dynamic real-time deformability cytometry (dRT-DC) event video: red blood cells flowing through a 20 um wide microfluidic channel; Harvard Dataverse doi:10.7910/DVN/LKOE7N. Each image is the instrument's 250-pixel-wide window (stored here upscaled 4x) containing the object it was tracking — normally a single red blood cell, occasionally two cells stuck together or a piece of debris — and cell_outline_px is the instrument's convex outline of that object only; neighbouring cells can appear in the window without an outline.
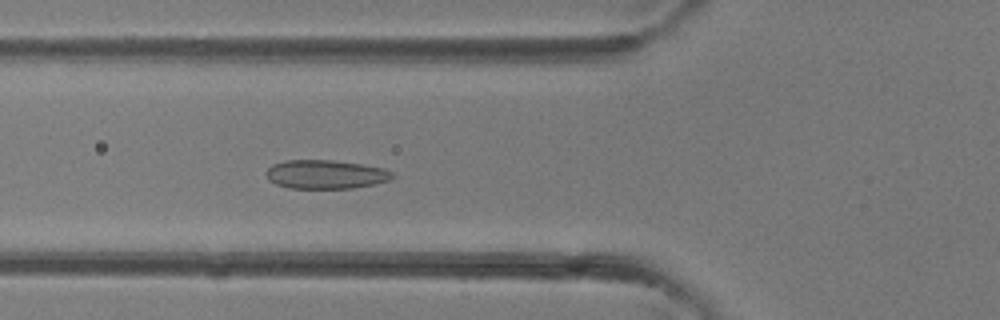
{"species": "common noctule bat (a hibernating species)", "species_latin": "Nyctalus noctula", "temperature_condition": "room temperature", "stored_images_in_passage": 39, "camera_frame_rate_fps": 3000, "um_per_image_px": 0.085, "animal": {"sex": "female"}, "frame": {"image": 1, "passage_image": 14, "time_ms": 4.333, "image_size_px": [1000, 320], "cell_outline_px": [[396, 176], [392, 180], [376, 184], [352, 188], [288, 188], [276, 184], [268, 180], [264, 172], [272, 164], [284, 160], [332, 160], [360, 164], [384, 168], [392, 172]], "centroid_in_image_um": [27.68, 14.82], "position_along_channel_um": 98.1, "area_um2": 21.44}}
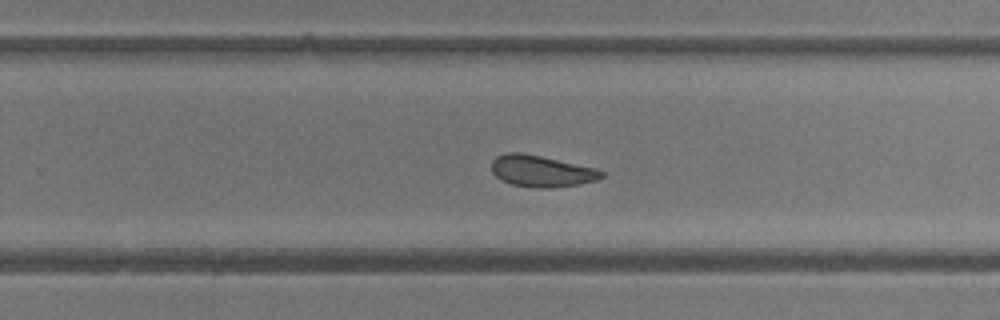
{"frame": {"image": 2, "passage_image": 25, "time_ms": 8.0, "image_size_px": [1000, 320], "cell_outline_px": [[604, 176], [596, 180], [580, 184], [552, 188], [536, 188], [512, 184], [500, 180], [492, 172], [492, 160], [496, 156], [504, 152], [520, 152], [540, 156], [596, 168], [604, 172]], "centroid_in_image_um": [46.0, 14.54], "position_along_channel_um": 283.8, "area_um2": 20.23}}
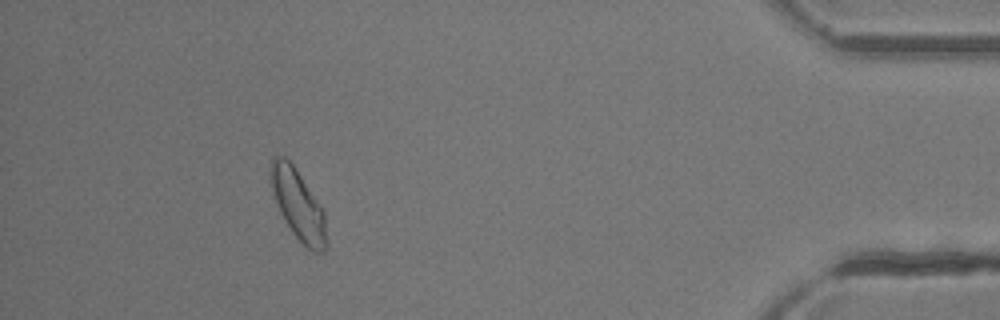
{"frame": {"image": 3, "passage_image": 36, "time_ms": 11.667, "image_size_px": [1000, 320], "cell_outline_px": [[324, 252], [312, 252], [292, 232], [284, 220], [276, 204], [268, 180], [268, 168], [272, 156], [284, 156], [292, 164], [320, 204], [324, 212]], "centroid_in_image_um": [25.24, 17.31], "position_along_channel_um": 410.0, "area_um2": 22.54}}